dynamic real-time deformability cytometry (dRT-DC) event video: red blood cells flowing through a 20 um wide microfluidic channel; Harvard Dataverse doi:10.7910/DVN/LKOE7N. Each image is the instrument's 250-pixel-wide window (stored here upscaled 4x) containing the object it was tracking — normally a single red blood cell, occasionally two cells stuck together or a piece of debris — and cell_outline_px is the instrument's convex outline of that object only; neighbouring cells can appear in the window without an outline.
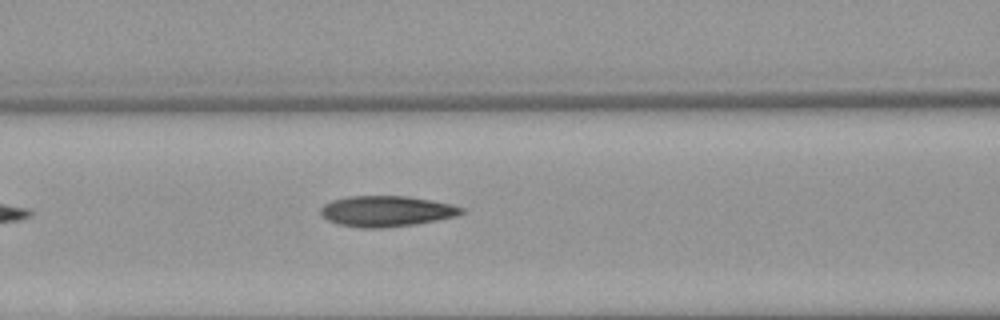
{"species": "Egyptian fruit bat (a non-hibernating species)", "species_latin": "Rousettus aegyptiacus", "temperature_condition": "warm", "stored_images_in_passage": 4, "camera_frame_rate_fps": 3000, "um_per_image_px": 0.085, "animal": {"sex": "female"}, "frame": {"image": 1, "passage_image": 4, "time_ms": 3.333, "image_size_px": [1000, 320], "cell_outline_px": [[464, 212], [456, 216], [416, 224], [384, 228], [360, 228], [336, 224], [328, 220], [320, 212], [320, 208], [324, 204], [332, 200], [348, 196], [408, 196], [432, 200], [464, 208]], "centroid_in_image_um": [32.82, 17.95], "position_along_channel_um": 133.8, "area_um2": 25.26}}